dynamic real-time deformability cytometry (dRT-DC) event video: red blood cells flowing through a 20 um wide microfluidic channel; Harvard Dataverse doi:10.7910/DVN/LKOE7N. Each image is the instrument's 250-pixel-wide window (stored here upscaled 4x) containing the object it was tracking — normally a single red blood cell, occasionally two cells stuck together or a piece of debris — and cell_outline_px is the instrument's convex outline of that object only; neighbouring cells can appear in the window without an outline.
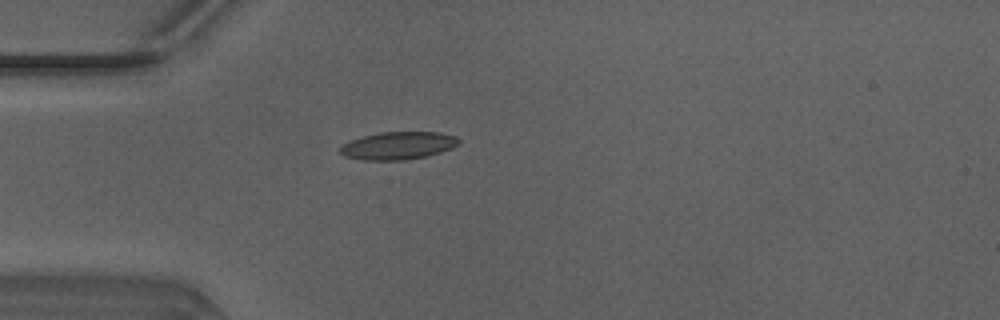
{"species": "Egyptian fruit bat (a non-hibernating species)", "species_latin": "Rousettus aegyptiacus", "temperature_condition": "warm", "stored_images_in_passage": 25, "camera_frame_rate_fps": 3000, "um_per_image_px": 0.085, "animal": {"sex": "male"}, "frame": {"image": 1, "passage_image": 1, "time_ms": 0.0, "image_size_px": [1000, 320], "cell_outline_px": [[460, 144], [452, 148], [428, 156], [404, 160], [364, 160], [344, 156], [336, 148], [340, 144], [348, 140], [380, 132], [440, 132], [456, 136], [460, 140]], "centroid_in_image_um": [33.81, 12.37], "position_along_channel_um": 51.2, "area_um2": 19.48}}
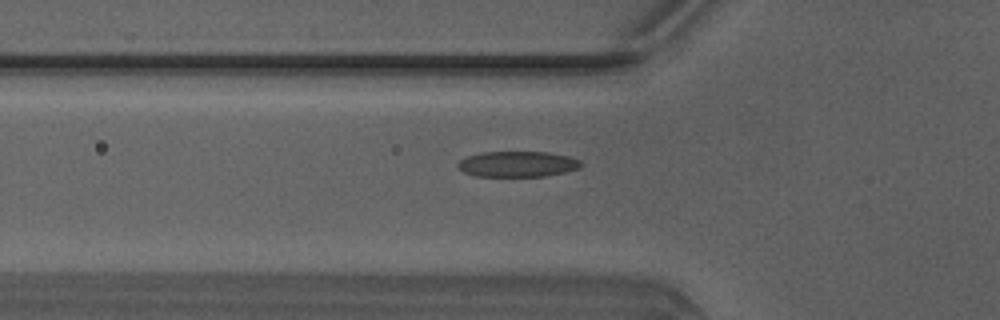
{"frame": {"image": 2, "passage_image": 4, "time_ms": 1.0, "image_size_px": [1000, 320], "cell_outline_px": [[584, 164], [580, 168], [564, 172], [544, 176], [476, 176], [464, 172], [456, 164], [460, 160], [468, 156], [480, 152], [548, 152], [572, 156], [580, 160]], "centroid_in_image_um": [44.04, 13.94], "position_along_channel_um": 81.8, "area_um2": 18.5}}
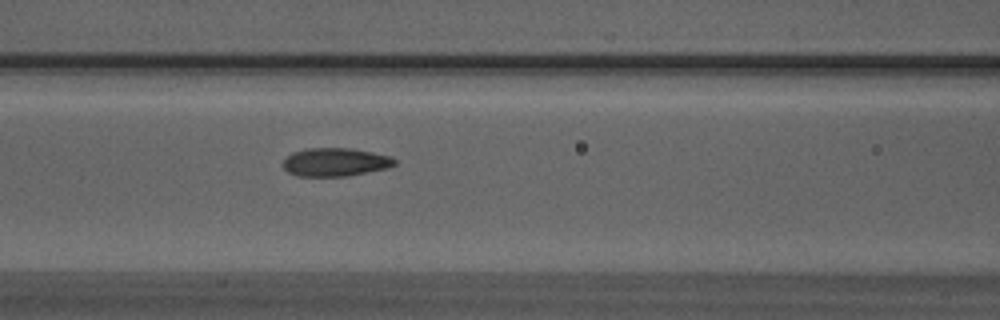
{"frame": {"image": 3, "passage_image": 8, "time_ms": 2.333, "image_size_px": [1000, 320], "cell_outline_px": [[396, 164], [388, 168], [348, 176], [296, 176], [288, 172], [284, 168], [284, 160], [292, 152], [308, 148], [352, 148], [392, 156], [396, 160]], "centroid_in_image_um": [28.53, 13.78], "position_along_channel_um": 138.1, "area_um2": 18.5}}